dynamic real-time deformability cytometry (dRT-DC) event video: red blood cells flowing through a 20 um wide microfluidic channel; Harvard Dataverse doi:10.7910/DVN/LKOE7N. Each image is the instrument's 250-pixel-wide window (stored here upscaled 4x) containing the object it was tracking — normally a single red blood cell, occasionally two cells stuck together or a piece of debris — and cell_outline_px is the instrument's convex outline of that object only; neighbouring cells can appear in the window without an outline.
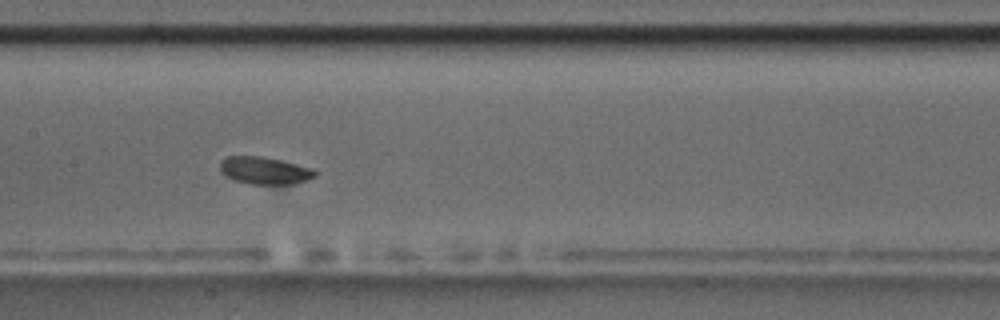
{"species": "common noctule bat (a hibernating species)", "species_latin": "Nyctalus noctula", "temperature_condition": "room temperature", "stored_images_in_passage": 14, "camera_frame_rate_fps": 3000, "um_per_image_px": 0.085, "animal": {"sex": "male", "body_mass_g": 17.5, "forearm_length_mm": 52.3}, "frame": {"image": 1, "passage_image": 7, "time_ms": 7.667, "image_size_px": [1000, 320], "cell_outline_px": [[316, 176], [308, 180], [292, 184], [252, 184], [236, 180], [224, 176], [220, 172], [220, 160], [228, 156], [260, 156], [280, 160], [312, 168], [316, 172]], "centroid_in_image_um": [22.47, 14.49], "position_along_channel_um": 184.9, "area_um2": 15.14}}
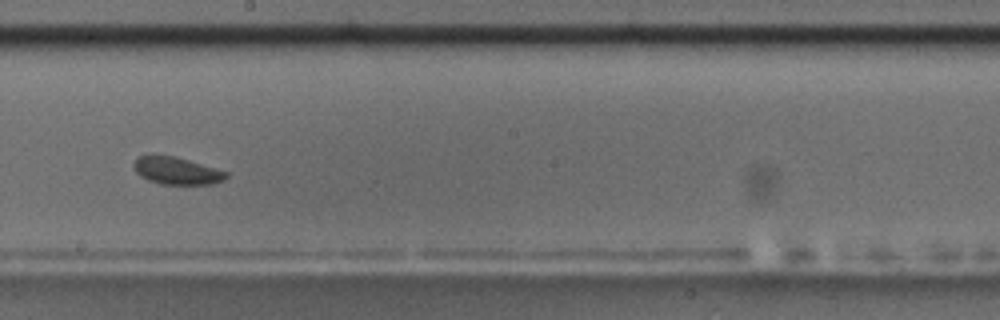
{"frame": {"image": 2, "passage_image": 8, "time_ms": 9.0, "image_size_px": [1000, 320], "cell_outline_px": [[228, 176], [224, 180], [212, 184], [160, 184], [148, 180], [140, 176], [136, 172], [132, 164], [136, 156], [176, 156], [228, 172]], "centroid_in_image_um": [15.01, 14.52], "position_along_channel_um": 233.2, "area_um2": 14.68}}